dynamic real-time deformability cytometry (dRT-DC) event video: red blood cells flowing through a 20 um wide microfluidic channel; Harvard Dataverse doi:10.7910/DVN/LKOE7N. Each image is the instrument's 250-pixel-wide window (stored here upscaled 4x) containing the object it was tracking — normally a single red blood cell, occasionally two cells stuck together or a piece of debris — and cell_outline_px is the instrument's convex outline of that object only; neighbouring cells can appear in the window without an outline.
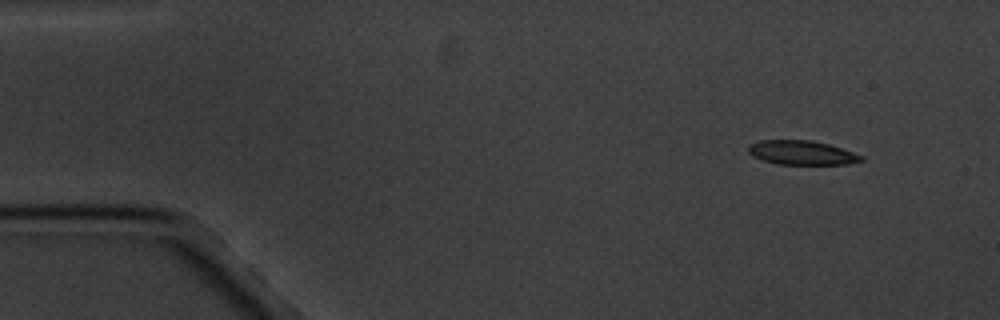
{"species": "common noctule bat (a hibernating species)", "species_latin": "Nyctalus noctula", "temperature_condition": "cold", "stored_images_in_passage": 7, "camera_frame_rate_fps": 3000, "um_per_image_px": 0.085, "animal": {"sex": "male", "body_mass_g": 20.1, "forearm_length_mm": 53.5}, "frame": {"image": 1, "passage_image": 1, "time_ms": 0.0, "image_size_px": [1000, 320], "cell_outline_px": [[864, 160], [848, 164], [776, 164], [752, 156], [748, 152], [748, 144], [760, 140], [812, 140], [828, 144], [864, 156]], "centroid_in_image_um": [68.13, 12.97], "position_along_channel_um": 16.9, "area_um2": 15.9}}
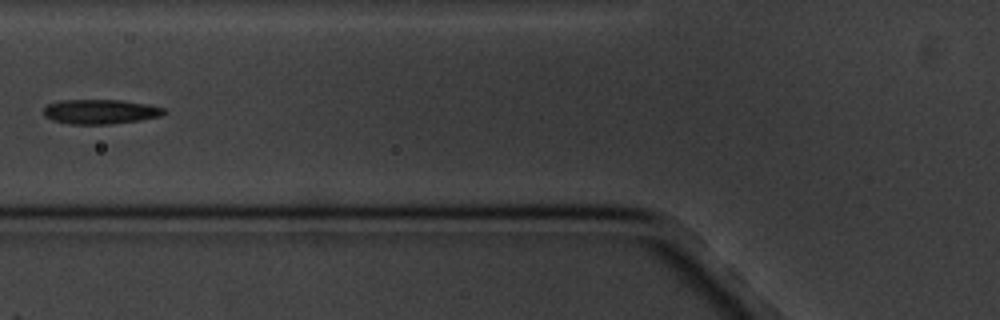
{"frame": {"image": 2, "passage_image": 6, "time_ms": 5.667, "image_size_px": [1000, 320], "cell_outline_px": [[168, 112], [160, 116], [140, 120], [112, 124], [68, 124], [52, 120], [44, 116], [44, 108], [48, 104], [64, 100], [120, 100], [148, 104], [164, 108]], "centroid_in_image_um": [8.55, 9.49], "position_along_channel_um": 117.3, "area_um2": 17.28}}
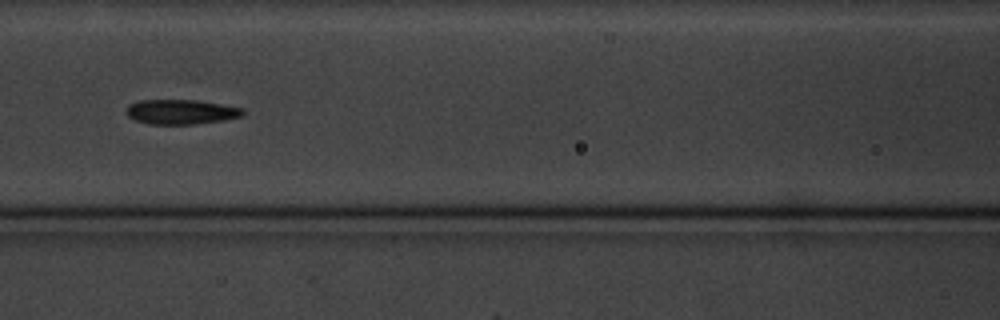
{"frame": {"image": 3, "passage_image": 7, "time_ms": 6.667, "image_size_px": [1000, 320], "cell_outline_px": [[244, 116], [224, 120], [196, 124], [148, 124], [136, 120], [128, 116], [124, 112], [124, 108], [128, 104], [140, 100], [196, 100], [244, 108]], "centroid_in_image_um": [15.36, 9.51], "position_along_channel_um": 151.2, "area_um2": 16.99}}